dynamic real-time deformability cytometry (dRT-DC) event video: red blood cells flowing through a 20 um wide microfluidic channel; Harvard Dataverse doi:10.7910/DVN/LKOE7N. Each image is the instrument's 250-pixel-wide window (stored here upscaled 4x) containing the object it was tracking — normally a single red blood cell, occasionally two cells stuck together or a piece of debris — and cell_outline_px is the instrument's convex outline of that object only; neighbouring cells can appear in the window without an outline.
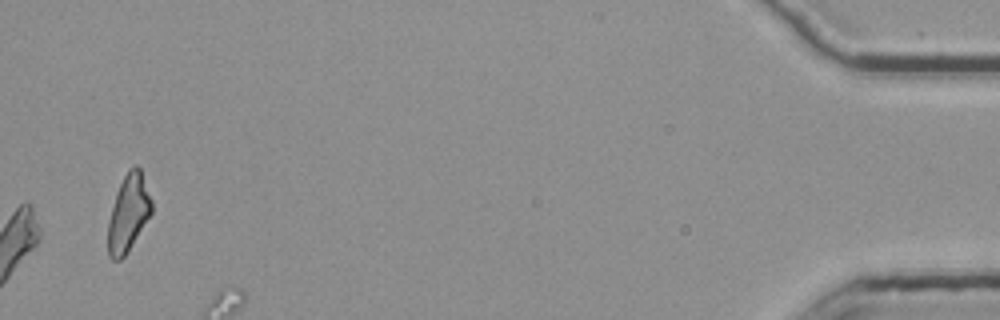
{"species": "common noctule bat (a hibernating species)", "species_latin": "Nyctalus noctula", "temperature_condition": "room temperature", "stored_images_in_passage": 52, "segment_of_instrument_passage": [2, 2], "camera_frame_rate_fps": 3000, "um_per_image_px": 0.085, "animal": {"sex": "female", "body_mass_g": 25.1}, "frame": {"image": 1, "passage_image": 52, "time_ms": 17.0, "image_size_px": [1000, 320], "cell_outline_px": [[152, 212], [124, 256], [120, 260], [112, 260], [108, 256], [108, 220], [116, 192], [128, 168], [136, 164], [140, 168], [152, 200]], "centroid_in_image_um": [10.9, 18.08], "position_along_channel_um": 424.3, "area_um2": 19.42}}